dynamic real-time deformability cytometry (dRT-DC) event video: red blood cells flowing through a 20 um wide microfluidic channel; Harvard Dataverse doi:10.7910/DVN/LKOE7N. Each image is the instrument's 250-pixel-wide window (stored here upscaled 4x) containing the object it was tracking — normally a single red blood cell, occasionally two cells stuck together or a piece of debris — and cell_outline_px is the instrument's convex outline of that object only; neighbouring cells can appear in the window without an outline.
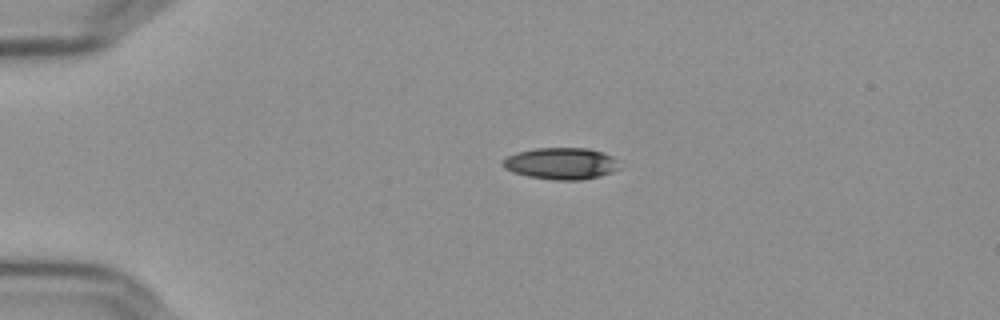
{"species": "Egyptian fruit bat (a non-hibernating species)", "species_latin": "Rousettus aegyptiacus", "temperature_condition": "cold", "stored_images_in_passage": 44, "camera_frame_rate_fps": 3000, "um_per_image_px": 0.085, "frame": {"image": 1, "passage_image": 1, "time_ms": 0.0, "image_size_px": [1000, 320], "cell_outline_px": [[620, 168], [612, 172], [600, 176], [580, 180], [556, 180], [528, 176], [512, 172], [504, 168], [500, 164], [500, 160], [516, 152], [536, 148], [588, 148], [604, 152], [612, 156]], "centroid_in_image_um": [47.65, 13.89], "position_along_channel_um": 37.3, "area_um2": 21.68}}
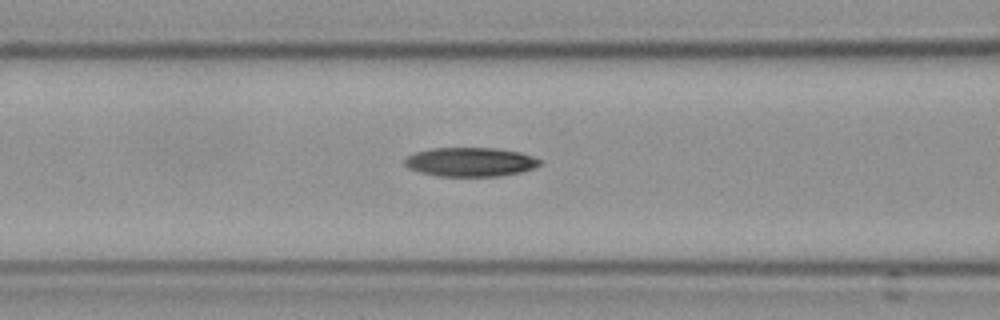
{"frame": {"image": 2, "passage_image": 12, "time_ms": 3.667, "image_size_px": [1000, 320], "cell_outline_px": [[544, 164], [536, 168], [520, 172], [500, 176], [436, 176], [420, 172], [408, 168], [404, 164], [404, 160], [408, 156], [416, 152], [432, 148], [496, 148], [520, 152], [532, 156], [540, 160]], "centroid_in_image_um": [40.01, 13.77], "position_along_channel_um": 126.6, "area_um2": 23.0}}
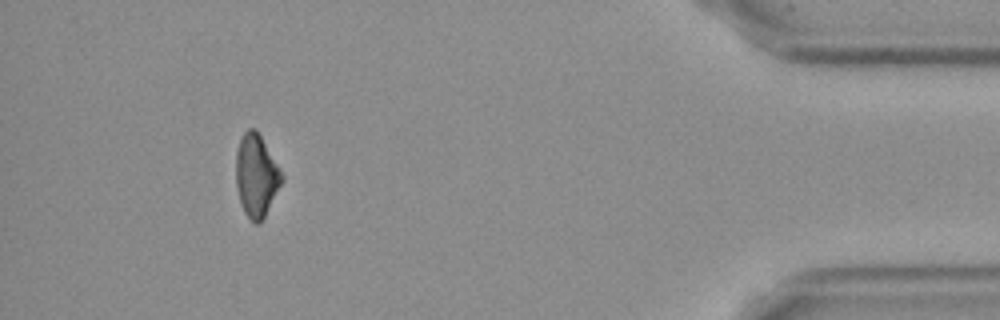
{"frame": {"image": 3, "passage_image": 40, "time_ms": 13.0, "image_size_px": [1000, 320], "cell_outline_px": [[284, 180], [260, 224], [256, 224], [244, 212], [240, 200], [236, 184], [236, 152], [240, 140], [244, 132], [248, 128], [256, 128], [284, 176]], "centroid_in_image_um": [21.79, 14.92], "position_along_channel_um": 413.4, "area_um2": 21.85}, "authors_computed_cell_mechanics": {"area_um2": 22.9755, "velocity_mm_per_s": 3.6509, "shape_relaxation_time_tau1_ms": 7.4574, "shape_relaxation_time_tau2_ms": null, "deformation_change_tau1": 0.161, "deformation_change_tau2": null}}